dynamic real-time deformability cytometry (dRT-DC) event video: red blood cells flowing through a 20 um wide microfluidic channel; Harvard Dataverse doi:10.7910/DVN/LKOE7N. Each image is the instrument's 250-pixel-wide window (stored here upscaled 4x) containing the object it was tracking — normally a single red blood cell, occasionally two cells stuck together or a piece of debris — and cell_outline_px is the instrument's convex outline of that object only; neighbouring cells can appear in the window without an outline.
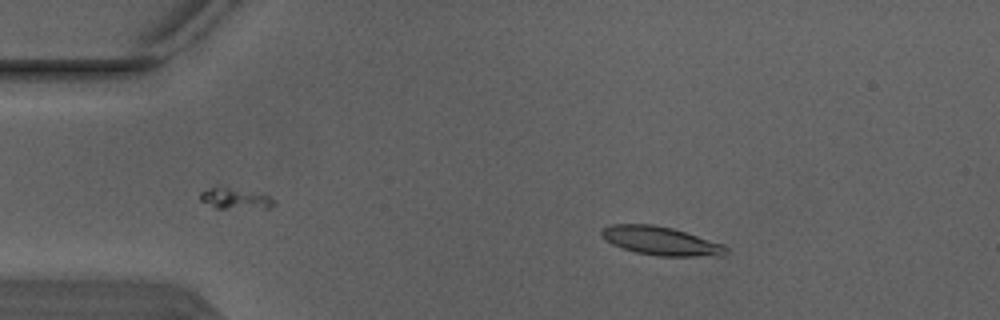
{"species": "Egyptian fruit bat (a non-hibernating species)", "species_latin": "Rousettus aegyptiacus", "temperature_condition": "warm", "stored_images_in_passage": 5, "camera_frame_rate_fps": 3000, "um_per_image_px": 0.085, "animal": {"sex": "male"}, "frame": {"image": 1, "passage_image": 1, "time_ms": 0.0, "image_size_px": [1000, 320], "cell_outline_px": [[728, 252], [724, 256], [660, 256], [636, 252], [612, 244], [600, 232], [604, 228], [612, 224], [652, 224], [672, 228], [724, 244], [728, 248]], "centroid_in_image_um": [56.24, 20.48], "position_along_channel_um": 28.8, "area_um2": 20.52}}
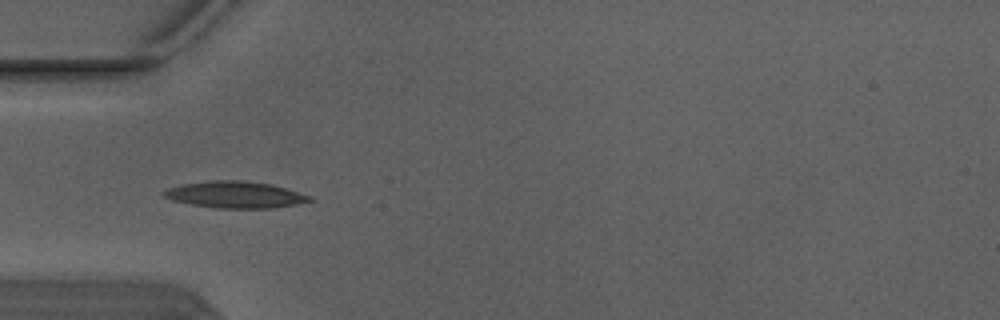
{"frame": {"image": 2, "passage_image": 3, "time_ms": 0.667, "image_size_px": [1000, 320], "cell_outline_px": [[316, 200], [276, 208], [216, 208], [192, 204], [172, 200], [160, 196], [160, 192], [168, 188], [180, 184], [208, 180], [244, 180], [272, 184], [312, 196]], "centroid_in_image_um": [19.97, 16.54], "position_along_channel_um": 65.0, "area_um2": 23.0}}
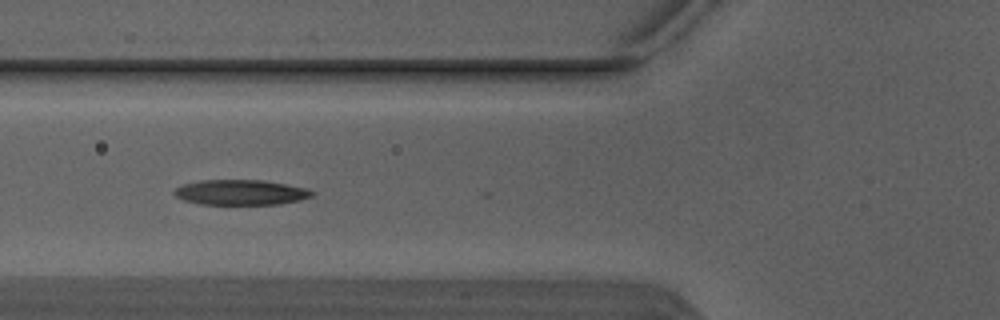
{"frame": {"image": 3, "passage_image": 4, "time_ms": 1.0, "image_size_px": [1000, 320], "cell_outline_px": [[316, 192], [312, 196], [300, 200], [280, 204], [200, 204], [184, 200], [176, 196], [172, 192], [176, 188], [184, 184], [200, 180], [260, 180], [308, 188]], "centroid_in_image_um": [20.48, 16.35], "position_along_channel_um": 105.3, "area_um2": 20.17}}